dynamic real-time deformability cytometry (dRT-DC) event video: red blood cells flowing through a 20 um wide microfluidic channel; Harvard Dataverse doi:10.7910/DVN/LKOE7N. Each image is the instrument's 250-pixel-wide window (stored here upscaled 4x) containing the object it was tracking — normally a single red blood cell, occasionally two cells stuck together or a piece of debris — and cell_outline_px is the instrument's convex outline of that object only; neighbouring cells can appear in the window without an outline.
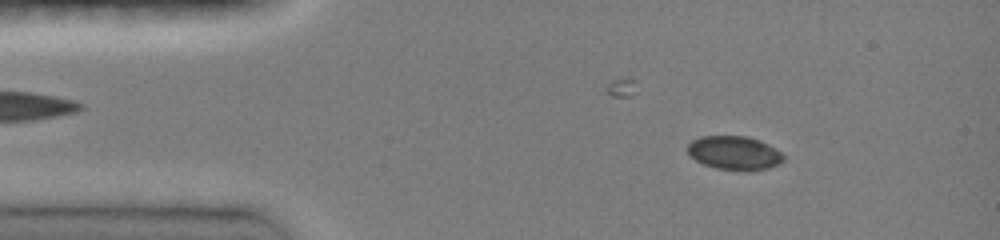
{"species": "common noctule bat (a hibernating species)", "species_latin": "Nyctalus noctula", "temperature_condition": "room temperature", "stored_images_in_passage": 45, "camera_frame_rate_fps": 3000, "um_per_image_px": 0.085, "animal": {"sex": "female", "body_mass_g": 19.0, "forearm_length_mm": 51.5}, "frame": {"image": 1, "passage_image": 6, "time_ms": 1.667, "image_size_px": [1000, 240], "cell_outline_px": [[784, 160], [780, 164], [768, 168], [748, 172], [716, 168], [704, 164], [696, 160], [688, 152], [688, 144], [692, 140], [700, 136], [748, 136], [760, 140], [768, 144], [780, 152], [784, 156]], "centroid_in_image_um": [62.45, 13.01], "position_along_channel_um": 22.6, "area_um2": 19.02}}
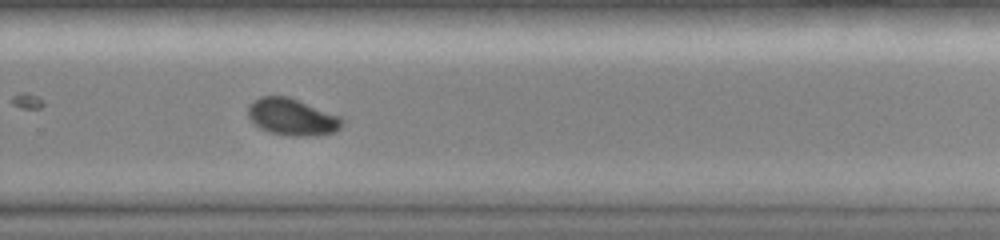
{"frame": {"image": 2, "passage_image": 31, "time_ms": 10.0, "image_size_px": [1000, 240], "cell_outline_px": [[344, 120], [340, 128], [336, 132], [308, 136], [288, 136], [268, 132], [260, 128], [248, 116], [248, 104], [252, 100], [260, 96], [288, 96], [344, 116]], "centroid_in_image_um": [24.86, 9.93], "position_along_channel_um": 304.9, "area_um2": 20.63}}
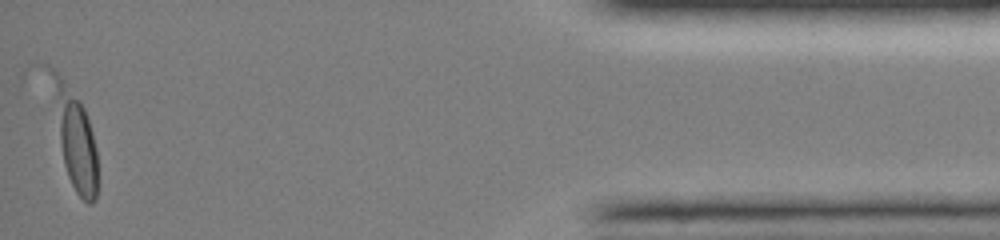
{"frame": {"image": 3, "passage_image": 45, "time_ms": 14.667, "image_size_px": [1000, 240], "cell_outline_px": [[96, 200], [92, 204], [88, 204], [76, 192], [68, 176], [64, 164], [44, 68], [44, 64], [48, 64], [60, 76], [80, 100], [84, 108], [92, 132], [96, 148]], "centroid_in_image_um": [6.26, 11.58], "position_along_channel_um": 428.9, "area_um2": 26.59}, "authors_computed_cell_mechanics": {"area_um2": 20.3456, "velocity_mm_per_s": 4.1085, "shape_relaxation_time_tau1_ms": 3.0197, "shape_relaxation_time_tau2_ms": 3.8482, "deformation_change_tau1": 0.1138, "deformation_change_tau2": 0.0384}}